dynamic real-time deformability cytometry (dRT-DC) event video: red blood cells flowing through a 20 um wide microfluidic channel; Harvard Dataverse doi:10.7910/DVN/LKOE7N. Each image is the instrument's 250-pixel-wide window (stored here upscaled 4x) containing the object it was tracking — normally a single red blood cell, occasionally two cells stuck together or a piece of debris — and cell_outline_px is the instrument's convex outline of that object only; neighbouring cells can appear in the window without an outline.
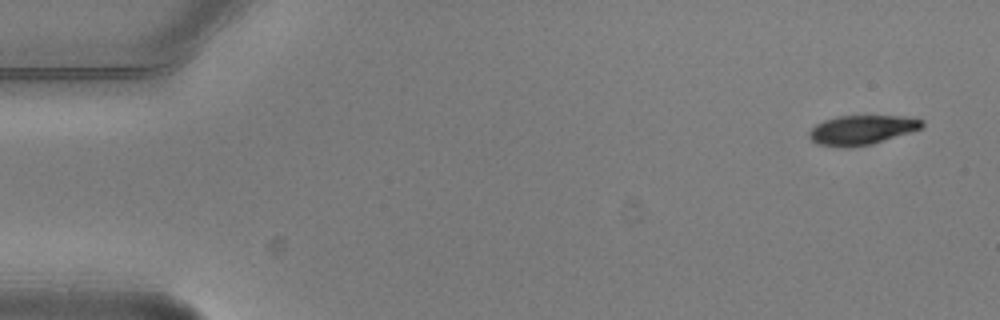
{"species": "common noctule bat (a hibernating species)", "species_latin": "Nyctalus noctula", "temperature_condition": "warm", "stored_images_in_passage": 4, "camera_frame_rate_fps": 3000, "um_per_image_px": 0.085, "animal": {"sex": "male", "body_mass_g": 20.5, "forearm_length_mm": 52.5}, "frame": {"image": 1, "passage_image": 1, "time_ms": 0.0, "image_size_px": [1000, 320], "cell_outline_px": [[924, 124], [920, 128], [912, 132], [872, 144], [848, 148], [840, 148], [816, 144], [808, 136], [808, 132], [816, 124], [824, 120], [836, 116], [904, 116], [924, 120]], "centroid_in_image_um": [73.23, 11.06], "position_along_channel_um": 11.8, "area_um2": 19.59}}
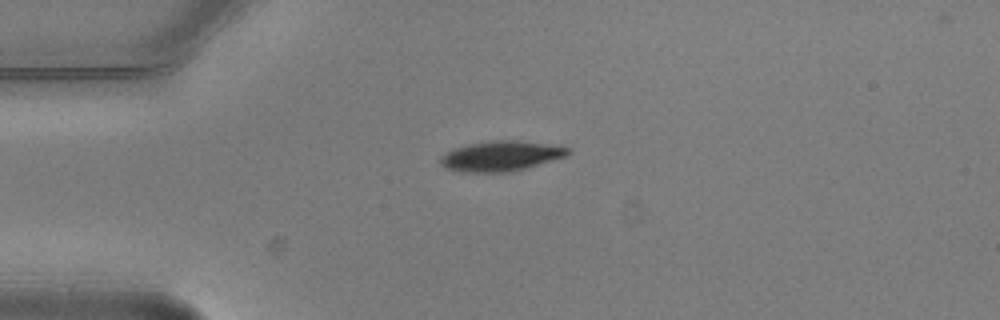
{"frame": {"image": 2, "passage_image": 4, "time_ms": 1.0, "image_size_px": [1000, 320], "cell_outline_px": [[572, 152], [568, 156], [524, 168], [508, 172], [460, 172], [448, 168], [440, 164], [440, 156], [444, 152], [452, 148], [468, 144], [496, 140], [520, 140], [568, 148]], "centroid_in_image_um": [42.53, 13.26], "position_along_channel_um": 42.5, "area_um2": 22.31}}